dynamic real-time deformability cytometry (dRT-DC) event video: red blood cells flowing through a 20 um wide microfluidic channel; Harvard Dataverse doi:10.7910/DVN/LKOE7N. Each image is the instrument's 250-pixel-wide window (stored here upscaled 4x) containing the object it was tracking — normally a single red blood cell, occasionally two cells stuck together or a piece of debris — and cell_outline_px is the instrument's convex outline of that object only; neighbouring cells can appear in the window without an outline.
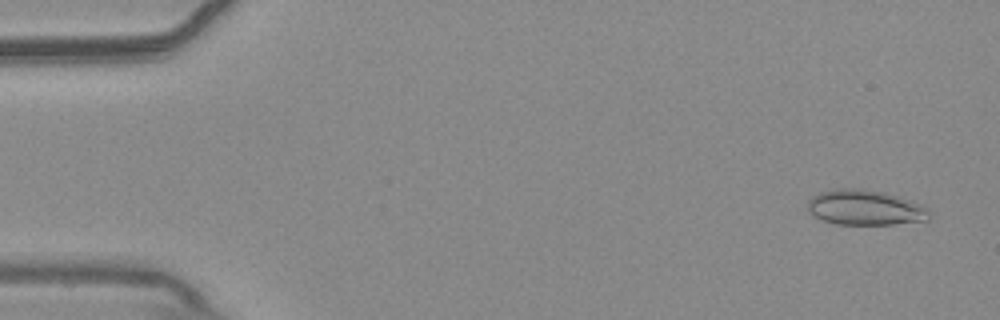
{"species": "common noctule bat (a hibernating species)", "species_latin": "Nyctalus noctula", "temperature_condition": "warm", "stored_images_in_passage": 54, "camera_frame_rate_fps": 3000, "um_per_image_px": 0.085, "animal": {"sex": "male", "body_mass_g": 20.4}, "frame": {"image": 1, "passage_image": 3, "time_ms": 0.667, "image_size_px": [1000, 320], "cell_outline_px": [[928, 220], [892, 224], [836, 224], [824, 220], [808, 212], [808, 200], [812, 196], [820, 192], [836, 188], [860, 188], [884, 192], [908, 200], [928, 208]], "centroid_in_image_um": [73.48, 17.63], "position_along_channel_um": 11.5, "area_um2": 24.68}}
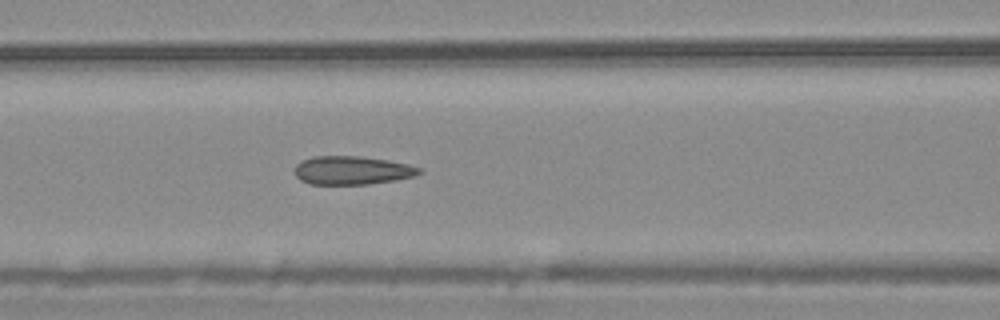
{"frame": {"image": 2, "passage_image": 23, "time_ms": 7.333, "image_size_px": [1000, 320], "cell_outline_px": [[424, 172], [416, 176], [396, 180], [368, 184], [308, 184], [300, 180], [296, 176], [296, 164], [312, 156], [360, 156], [388, 160], [408, 164], [420, 168]], "centroid_in_image_um": [29.96, 14.48], "position_along_channel_um": 136.6, "area_um2": 20.75}}
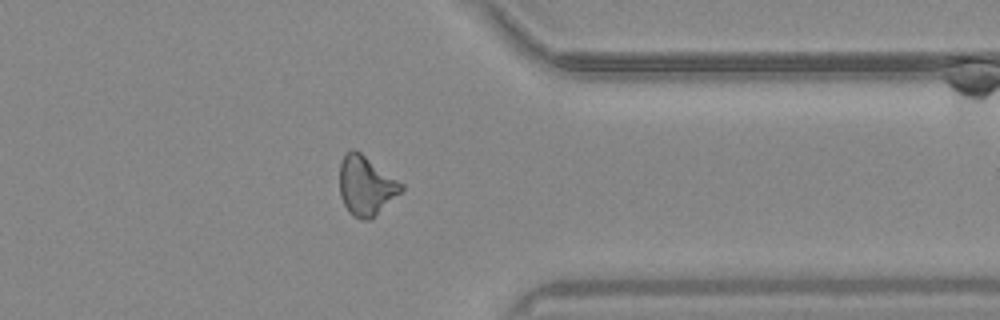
{"frame": {"image": 3, "passage_image": 43, "time_ms": 14.0, "image_size_px": [1000, 320], "cell_outline_px": [[404, 188], [400, 192], [368, 220], [360, 220], [352, 216], [348, 212], [340, 196], [340, 164], [344, 152], [352, 148], [360, 152], [404, 184]], "centroid_in_image_um": [31.07, 15.76], "position_along_channel_um": 380.3, "area_um2": 21.1}, "authors_computed_cell_mechanics": {"area_um2": 21.1837, "velocity_mm_per_s": 3.7708, "shape_relaxation_time_tau1_ms": null, "shape_relaxation_time_tau2_ms": 2.1206, "deformation_change_tau1": null, "deformation_change_tau2": 0.1032}}